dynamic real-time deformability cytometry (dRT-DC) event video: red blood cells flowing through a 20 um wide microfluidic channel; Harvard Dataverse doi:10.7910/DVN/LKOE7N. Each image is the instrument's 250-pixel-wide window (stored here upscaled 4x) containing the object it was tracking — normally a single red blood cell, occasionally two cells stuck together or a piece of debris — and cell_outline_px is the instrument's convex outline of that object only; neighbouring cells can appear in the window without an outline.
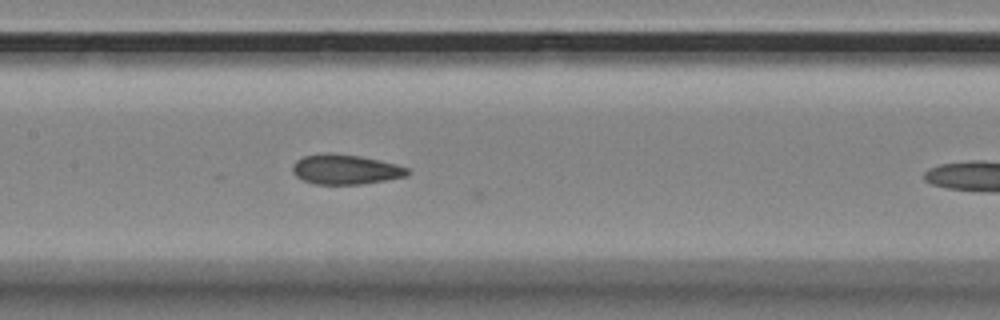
{"species": "Egyptian fruit bat (a non-hibernating species)", "species_latin": "Rousettus aegyptiacus", "temperature_condition": "room temperature", "stored_images_in_passage": 8, "camera_frame_rate_fps": 3000, "um_per_image_px": 0.085, "animal": {"sex": "female"}, "frame": {"image": 1, "passage_image": 7, "time_ms": 2.0, "image_size_px": [1000, 320], "cell_outline_px": [[412, 172], [408, 176], [360, 184], [316, 184], [304, 180], [296, 176], [292, 172], [292, 164], [296, 160], [304, 156], [324, 152], [332, 152], [360, 156], [396, 164], [408, 168]], "centroid_in_image_um": [29.35, 14.38], "position_along_channel_um": 178.0, "area_um2": 20.11}}